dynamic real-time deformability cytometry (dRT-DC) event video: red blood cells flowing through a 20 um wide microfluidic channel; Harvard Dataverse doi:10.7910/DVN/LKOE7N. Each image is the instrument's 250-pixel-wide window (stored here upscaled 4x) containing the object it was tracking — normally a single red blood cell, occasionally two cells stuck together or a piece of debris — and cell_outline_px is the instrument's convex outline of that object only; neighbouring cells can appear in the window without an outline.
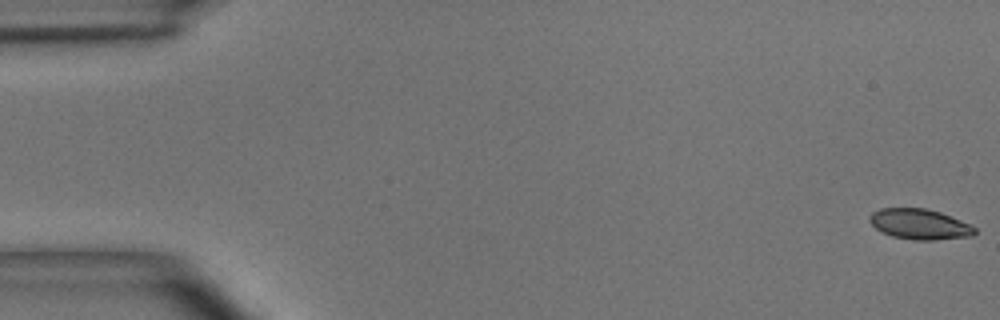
{"species": "common noctule bat (a hibernating species)", "species_latin": "Nyctalus noctula", "temperature_condition": "room temperature", "stored_images_in_passage": 51, "camera_frame_rate_fps": 3000, "um_per_image_px": 0.085, "animal": {"sex": "male", "body_mass_g": 15.6}, "frame": {"image": 1, "passage_image": 1, "time_ms": 0.0, "image_size_px": [1000, 320], "cell_outline_px": [[976, 232], [972, 236], [932, 240], [912, 240], [892, 236], [876, 228], [868, 220], [868, 216], [872, 212], [880, 208], [924, 208], [940, 212], [960, 220], [976, 228]], "centroid_in_image_um": [78.14, 19.05], "position_along_channel_um": 6.9, "area_um2": 18.55}}
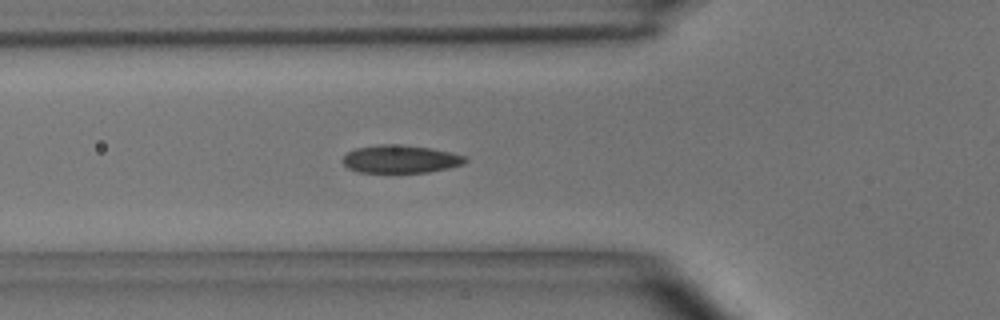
{"frame": {"image": 2, "passage_image": 18, "time_ms": 5.667, "image_size_px": [1000, 320], "cell_outline_px": [[468, 160], [464, 164], [448, 168], [428, 172], [360, 172], [348, 168], [340, 160], [348, 152], [356, 148], [380, 144], [392, 144], [428, 148], [448, 152], [464, 156]], "centroid_in_image_um": [34.01, 13.53], "position_along_channel_um": 91.8, "area_um2": 19.65}}
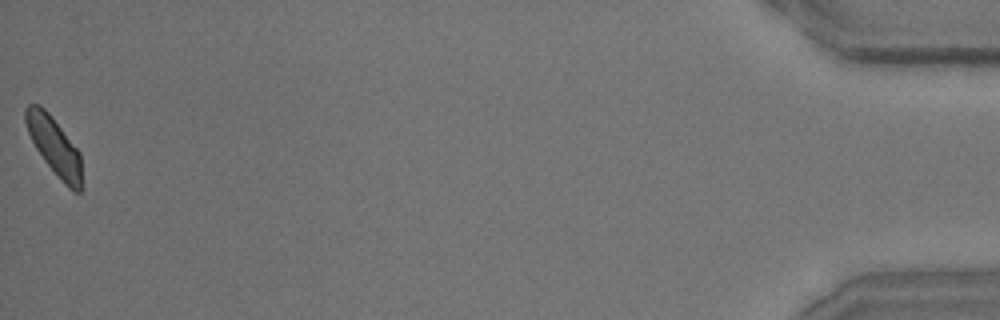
{"frame": {"image": 3, "passage_image": 51, "time_ms": 16.667, "image_size_px": [1000, 320], "cell_outline_px": [[84, 188], [80, 192], [72, 192], [64, 184], [44, 160], [36, 148], [28, 132], [24, 120], [24, 108], [28, 104], [40, 104], [48, 112], [80, 152]], "centroid_in_image_um": [4.65, 12.47], "position_along_channel_um": 430.6, "area_um2": 19.19}, "authors_computed_cell_mechanics": {"area_um2": 19.652, "velocity_mm_per_s": 3.9489, "shape_relaxation_time_tau1_ms": 3.7653, "shape_relaxation_time_tau2_ms": 1.3812, "deformation_change_tau1": 0.1097, "deformation_change_tau2": 0.0493}}